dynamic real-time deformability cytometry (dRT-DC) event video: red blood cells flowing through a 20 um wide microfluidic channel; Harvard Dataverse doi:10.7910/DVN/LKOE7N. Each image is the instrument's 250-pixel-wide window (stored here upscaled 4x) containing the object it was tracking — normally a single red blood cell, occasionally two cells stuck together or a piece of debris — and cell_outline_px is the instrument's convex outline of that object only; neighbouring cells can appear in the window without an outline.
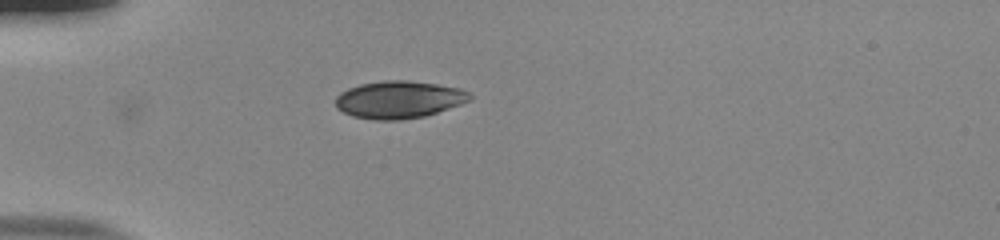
{"species": "human", "species_latin": "Homo sapiens", "temperature_condition": "room temperature", "stored_images_in_passage": 23, "camera_frame_rate_fps": 3000, "um_per_image_px": 0.085, "donor": {"sex": "male"}, "frame": {"image": 1, "passage_image": 1, "time_ms": 0.0, "image_size_px": [1000, 240], "cell_outline_px": [[472, 100], [424, 116], [400, 120], [372, 120], [352, 116], [336, 108], [336, 96], [340, 92], [348, 88], [360, 84], [384, 80], [408, 80], [436, 84], [460, 88], [468, 92], [472, 96]], "centroid_in_image_um": [33.88, 8.46], "position_along_channel_um": 51.1, "area_um2": 29.3}}
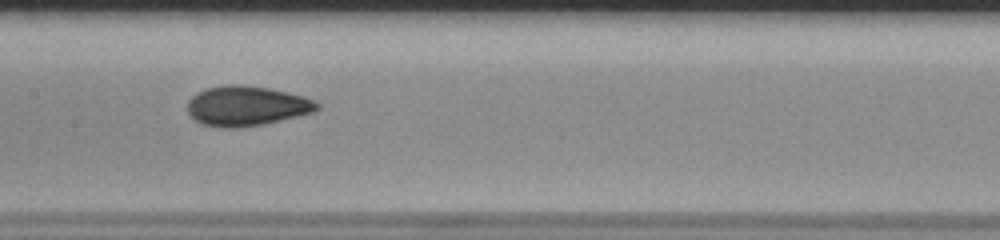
{"frame": {"image": 2, "passage_image": 13, "time_ms": 4.0, "image_size_px": [1000, 240], "cell_outline_px": [[320, 108], [312, 112], [264, 124], [236, 128], [220, 128], [200, 124], [188, 112], [188, 100], [196, 92], [208, 88], [224, 84], [240, 84], [268, 88], [288, 92], [304, 96], [316, 100], [320, 104]], "centroid_in_image_um": [20.95, 9.0], "position_along_channel_um": 186.4, "area_um2": 30.29}}
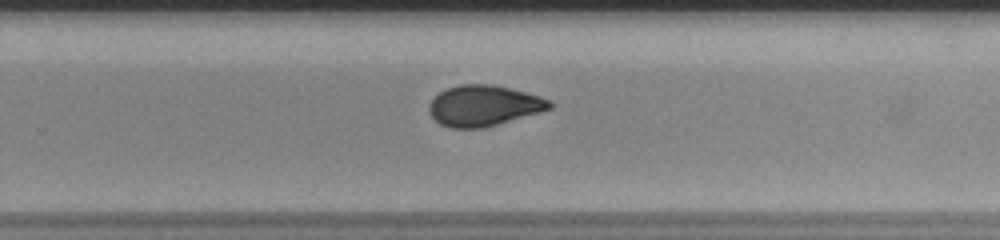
{"frame": {"image": 3, "passage_image": 21, "time_ms": 6.667, "image_size_px": [1000, 240], "cell_outline_px": [[552, 108], [540, 112], [484, 128], [452, 128], [440, 124], [428, 112], [428, 104], [440, 92], [448, 88], [460, 84], [488, 84], [508, 88], [540, 96], [548, 100], [552, 104]], "centroid_in_image_um": [41.09, 8.99], "position_along_channel_um": 288.7, "area_um2": 28.38}}